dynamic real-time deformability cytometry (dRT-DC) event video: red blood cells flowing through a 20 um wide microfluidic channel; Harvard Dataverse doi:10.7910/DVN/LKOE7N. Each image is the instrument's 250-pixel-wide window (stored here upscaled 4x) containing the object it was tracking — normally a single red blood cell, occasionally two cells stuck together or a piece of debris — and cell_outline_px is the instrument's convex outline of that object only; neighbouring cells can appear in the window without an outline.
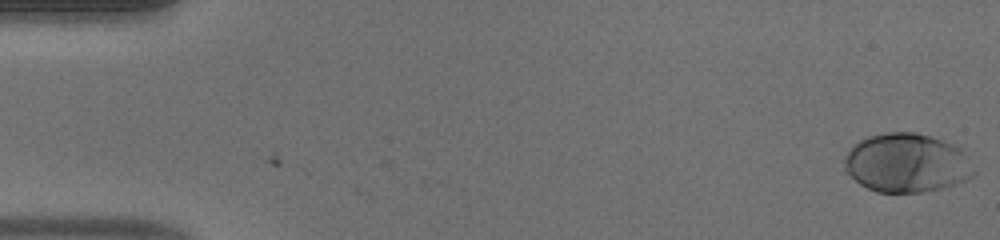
{"species": "human", "species_latin": "Homo sapiens", "temperature_condition": "warm", "stored_images_in_passage": 50, "camera_frame_rate_fps": 3000, "um_per_image_px": 0.085, "donor": {"sex": "male"}, "frame": {"image": 1, "passage_image": 1, "time_ms": 0.0, "image_size_px": [1000, 240], "cell_outline_px": [[976, 172], [968, 180], [944, 188], [924, 192], [876, 192], [860, 184], [844, 172], [844, 156], [852, 144], [868, 136], [884, 132], [916, 132], [952, 144], [960, 148]], "centroid_in_image_um": [77.03, 13.86], "position_along_channel_um": 8.0, "area_um2": 44.74}}
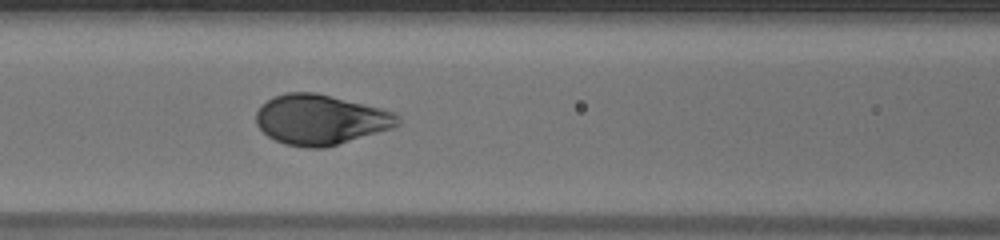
{"frame": {"image": 2, "passage_image": 22, "time_ms": 7.0, "image_size_px": [1000, 240], "cell_outline_px": [[400, 124], [392, 128], [324, 148], [308, 148], [284, 144], [268, 136], [256, 124], [256, 112], [272, 96], [288, 92], [316, 92], [396, 112], [400, 120]], "centroid_in_image_um": [27.24, 10.17], "position_along_channel_um": 139.4, "area_um2": 41.15}}
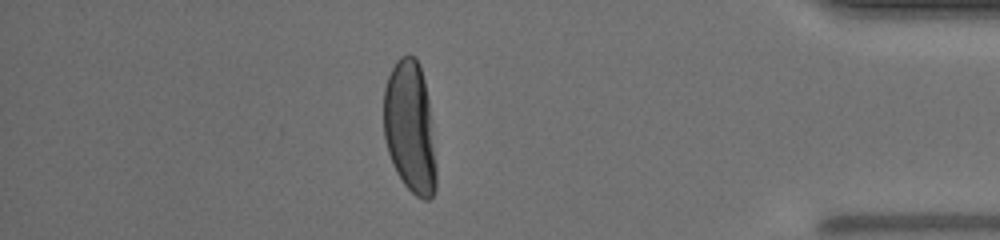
{"frame": {"image": 3, "passage_image": 44, "time_ms": 14.333, "image_size_px": [1000, 240], "cell_outline_px": [[436, 188], [432, 196], [428, 200], [424, 200], [416, 196], [404, 184], [396, 172], [392, 164], [388, 152], [384, 136], [384, 88], [388, 76], [396, 60], [400, 56], [408, 52], [416, 56], [420, 64], [424, 80], [428, 100], [436, 168]], "centroid_in_image_um": [34.83, 10.79], "position_along_channel_um": 400.4, "area_um2": 40.46}, "authors_computed_cell_mechanics": {"area_um2": 41.7605, "velocity_mm_per_s": 4.0648, "shape_relaxation_time_tau1_ms": 2.9333, "shape_relaxation_time_tau2_ms": null, "deformation_change_tau1": 0.1968, "deformation_change_tau2": null}}